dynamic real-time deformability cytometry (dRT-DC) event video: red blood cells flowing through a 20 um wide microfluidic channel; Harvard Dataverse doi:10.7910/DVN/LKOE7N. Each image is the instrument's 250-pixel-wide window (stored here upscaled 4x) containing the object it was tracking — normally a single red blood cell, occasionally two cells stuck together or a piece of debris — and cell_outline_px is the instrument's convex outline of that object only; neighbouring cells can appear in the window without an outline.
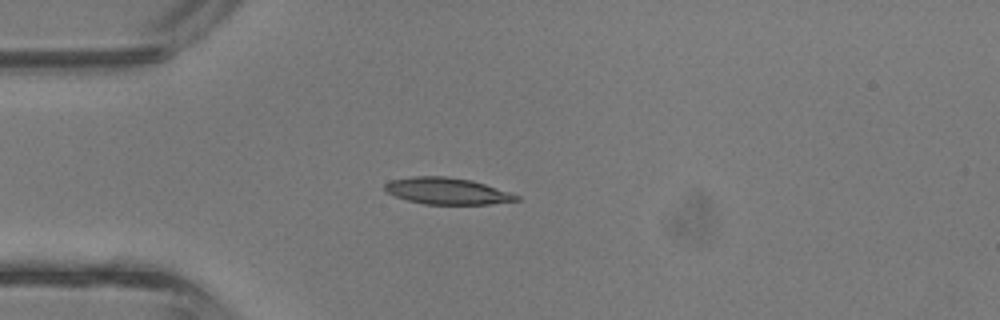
{"species": "common noctule bat (a hibernating species)", "species_latin": "Nyctalus noctula", "temperature_condition": "room temperature", "stored_images_in_passage": 4, "camera_frame_rate_fps": 3000, "um_per_image_px": 0.085, "animal": {"sex": "male", "body_mass_g": 13.3}, "frame": {"image": 1, "passage_image": 4, "time_ms": 1.0, "image_size_px": [1000, 320], "cell_outline_px": [[520, 200], [488, 204], [424, 204], [408, 200], [396, 196], [388, 192], [384, 188], [384, 184], [392, 180], [412, 176], [444, 176], [472, 180], [520, 196]], "centroid_in_image_um": [37.99, 16.23], "position_along_channel_um": 47.0, "area_um2": 20.11}}